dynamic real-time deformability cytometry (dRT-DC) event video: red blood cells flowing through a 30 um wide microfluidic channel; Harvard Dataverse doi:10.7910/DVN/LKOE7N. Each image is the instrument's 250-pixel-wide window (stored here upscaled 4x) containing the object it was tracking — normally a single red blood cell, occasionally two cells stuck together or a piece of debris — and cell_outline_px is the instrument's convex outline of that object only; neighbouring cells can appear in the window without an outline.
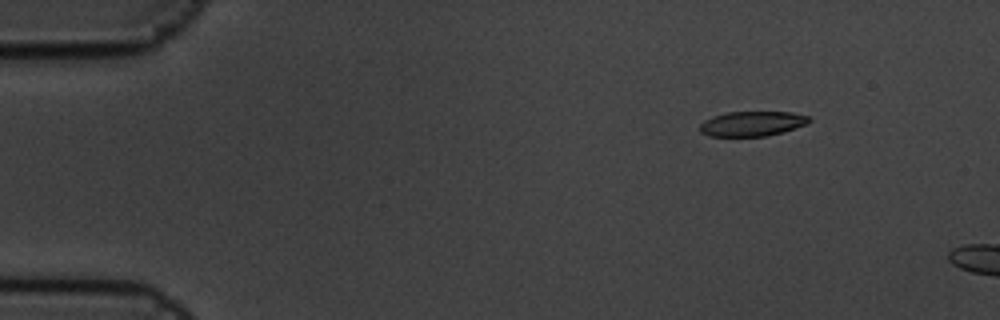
{"species": "common noctule bat (a hibernating species)", "species_latin": "Nyctalus noctula", "temperature_condition": "cold", "stored_images_in_passage": 4, "camera_frame_rate_fps": 3000, "um_per_image_px": 0.085, "animal": {"sex": "male", "body_mass_g": 19.5, "forearm_length_mm": 54.6}, "frame": {"image": 1, "passage_image": 2, "time_ms": 0.333, "image_size_px": [1000, 320], "cell_outline_px": [[812, 120], [808, 124], [784, 132], [768, 136], [708, 136], [700, 132], [700, 124], [704, 120], [712, 116], [728, 112], [792, 112], [808, 116]], "centroid_in_image_um": [63.95, 10.51], "position_along_channel_um": 21.0, "area_um2": 16.01}}